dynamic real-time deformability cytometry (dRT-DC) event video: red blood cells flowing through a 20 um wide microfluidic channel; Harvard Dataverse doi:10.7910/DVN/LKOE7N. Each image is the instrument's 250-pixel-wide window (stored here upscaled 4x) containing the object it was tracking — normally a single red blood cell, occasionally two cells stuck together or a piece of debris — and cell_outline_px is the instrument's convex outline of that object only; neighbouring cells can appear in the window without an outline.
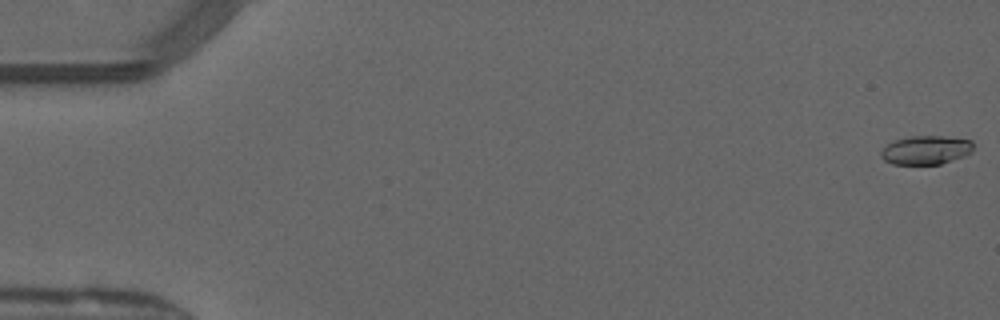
{"species": "common noctule bat (a hibernating species)", "species_latin": "Nyctalus noctula", "temperature_condition": "warm", "stored_images_in_passage": 8, "camera_frame_rate_fps": 3000, "um_per_image_px": 0.085, "animal": {"sex": "male", "forearm_length_mm": 52.5}, "frame": {"image": 1, "passage_image": 1, "time_ms": 0.0, "image_size_px": [1000, 320], "cell_outline_px": [[972, 152], [964, 156], [940, 164], [892, 164], [884, 160], [880, 156], [880, 152], [888, 144], [896, 140], [908, 136], [944, 136], [972, 140]], "centroid_in_image_um": [78.7, 12.75], "position_along_channel_um": 6.3, "area_um2": 15.43}}